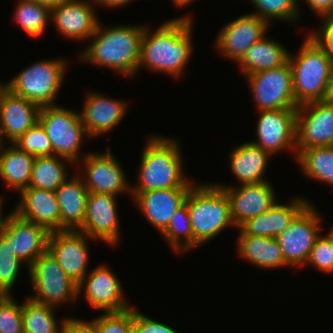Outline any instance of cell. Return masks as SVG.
I'll use <instances>...</instances> for the list:
<instances>
[{"label":"cell","mask_w":333,"mask_h":333,"mask_svg":"<svg viewBox=\"0 0 333 333\" xmlns=\"http://www.w3.org/2000/svg\"><path fill=\"white\" fill-rule=\"evenodd\" d=\"M227 194L230 214L236 229L246 220L265 213L276 201V193L269 181L256 184L218 185Z\"/></svg>","instance_id":"obj_18"},{"label":"cell","mask_w":333,"mask_h":333,"mask_svg":"<svg viewBox=\"0 0 333 333\" xmlns=\"http://www.w3.org/2000/svg\"><path fill=\"white\" fill-rule=\"evenodd\" d=\"M55 309L29 297L25 299L22 303L24 333H62L64 319L60 323L56 320Z\"/></svg>","instance_id":"obj_33"},{"label":"cell","mask_w":333,"mask_h":333,"mask_svg":"<svg viewBox=\"0 0 333 333\" xmlns=\"http://www.w3.org/2000/svg\"><path fill=\"white\" fill-rule=\"evenodd\" d=\"M295 161L308 178L333 185V146L303 149Z\"/></svg>","instance_id":"obj_32"},{"label":"cell","mask_w":333,"mask_h":333,"mask_svg":"<svg viewBox=\"0 0 333 333\" xmlns=\"http://www.w3.org/2000/svg\"><path fill=\"white\" fill-rule=\"evenodd\" d=\"M78 297L81 292L86 302L102 312H121L132 306L124 298L120 279L108 266L99 265L88 273L78 284Z\"/></svg>","instance_id":"obj_14"},{"label":"cell","mask_w":333,"mask_h":333,"mask_svg":"<svg viewBox=\"0 0 333 333\" xmlns=\"http://www.w3.org/2000/svg\"><path fill=\"white\" fill-rule=\"evenodd\" d=\"M289 54L285 46L265 35L254 43L236 63L244 76H247L286 64Z\"/></svg>","instance_id":"obj_28"},{"label":"cell","mask_w":333,"mask_h":333,"mask_svg":"<svg viewBox=\"0 0 333 333\" xmlns=\"http://www.w3.org/2000/svg\"><path fill=\"white\" fill-rule=\"evenodd\" d=\"M68 64L62 58L40 60L23 69L8 83L4 82V87L39 107L57 105L54 101L59 94Z\"/></svg>","instance_id":"obj_6"},{"label":"cell","mask_w":333,"mask_h":333,"mask_svg":"<svg viewBox=\"0 0 333 333\" xmlns=\"http://www.w3.org/2000/svg\"><path fill=\"white\" fill-rule=\"evenodd\" d=\"M331 98L333 99V64H332V73H331Z\"/></svg>","instance_id":"obj_50"},{"label":"cell","mask_w":333,"mask_h":333,"mask_svg":"<svg viewBox=\"0 0 333 333\" xmlns=\"http://www.w3.org/2000/svg\"><path fill=\"white\" fill-rule=\"evenodd\" d=\"M4 87V83H0V90Z\"/></svg>","instance_id":"obj_52"},{"label":"cell","mask_w":333,"mask_h":333,"mask_svg":"<svg viewBox=\"0 0 333 333\" xmlns=\"http://www.w3.org/2000/svg\"><path fill=\"white\" fill-rule=\"evenodd\" d=\"M39 4L48 7L50 10L68 0H34Z\"/></svg>","instance_id":"obj_47"},{"label":"cell","mask_w":333,"mask_h":333,"mask_svg":"<svg viewBox=\"0 0 333 333\" xmlns=\"http://www.w3.org/2000/svg\"><path fill=\"white\" fill-rule=\"evenodd\" d=\"M322 18L320 28L308 35L333 59V16Z\"/></svg>","instance_id":"obj_43"},{"label":"cell","mask_w":333,"mask_h":333,"mask_svg":"<svg viewBox=\"0 0 333 333\" xmlns=\"http://www.w3.org/2000/svg\"><path fill=\"white\" fill-rule=\"evenodd\" d=\"M161 235L177 254L193 249L191 218L186 204L174 212Z\"/></svg>","instance_id":"obj_34"},{"label":"cell","mask_w":333,"mask_h":333,"mask_svg":"<svg viewBox=\"0 0 333 333\" xmlns=\"http://www.w3.org/2000/svg\"><path fill=\"white\" fill-rule=\"evenodd\" d=\"M13 144L34 157L53 155L50 139L39 121L15 140Z\"/></svg>","instance_id":"obj_38"},{"label":"cell","mask_w":333,"mask_h":333,"mask_svg":"<svg viewBox=\"0 0 333 333\" xmlns=\"http://www.w3.org/2000/svg\"><path fill=\"white\" fill-rule=\"evenodd\" d=\"M126 101L110 99L103 94L88 93L85 96L81 121L90 138L102 135L114 129L127 113Z\"/></svg>","instance_id":"obj_24"},{"label":"cell","mask_w":333,"mask_h":333,"mask_svg":"<svg viewBox=\"0 0 333 333\" xmlns=\"http://www.w3.org/2000/svg\"><path fill=\"white\" fill-rule=\"evenodd\" d=\"M309 203L310 200L299 197L288 204H279L277 200L265 213L246 220L238 229L244 235L276 238Z\"/></svg>","instance_id":"obj_25"},{"label":"cell","mask_w":333,"mask_h":333,"mask_svg":"<svg viewBox=\"0 0 333 333\" xmlns=\"http://www.w3.org/2000/svg\"><path fill=\"white\" fill-rule=\"evenodd\" d=\"M329 233L332 235L333 237V226L331 227V230L329 231Z\"/></svg>","instance_id":"obj_51"},{"label":"cell","mask_w":333,"mask_h":333,"mask_svg":"<svg viewBox=\"0 0 333 333\" xmlns=\"http://www.w3.org/2000/svg\"><path fill=\"white\" fill-rule=\"evenodd\" d=\"M89 239L88 235L79 230L51 232L48 237L47 250L77 285L88 274Z\"/></svg>","instance_id":"obj_15"},{"label":"cell","mask_w":333,"mask_h":333,"mask_svg":"<svg viewBox=\"0 0 333 333\" xmlns=\"http://www.w3.org/2000/svg\"><path fill=\"white\" fill-rule=\"evenodd\" d=\"M24 263L13 252L8 239L0 234V295H11Z\"/></svg>","instance_id":"obj_37"},{"label":"cell","mask_w":333,"mask_h":333,"mask_svg":"<svg viewBox=\"0 0 333 333\" xmlns=\"http://www.w3.org/2000/svg\"><path fill=\"white\" fill-rule=\"evenodd\" d=\"M269 25L253 13L242 15L220 29L215 48L220 55L237 62L254 43L267 35Z\"/></svg>","instance_id":"obj_16"},{"label":"cell","mask_w":333,"mask_h":333,"mask_svg":"<svg viewBox=\"0 0 333 333\" xmlns=\"http://www.w3.org/2000/svg\"><path fill=\"white\" fill-rule=\"evenodd\" d=\"M238 255L249 263L265 269L288 267L276 238L244 235L237 237Z\"/></svg>","instance_id":"obj_29"},{"label":"cell","mask_w":333,"mask_h":333,"mask_svg":"<svg viewBox=\"0 0 333 333\" xmlns=\"http://www.w3.org/2000/svg\"><path fill=\"white\" fill-rule=\"evenodd\" d=\"M333 146V99L299 105L296 117V151Z\"/></svg>","instance_id":"obj_11"},{"label":"cell","mask_w":333,"mask_h":333,"mask_svg":"<svg viewBox=\"0 0 333 333\" xmlns=\"http://www.w3.org/2000/svg\"><path fill=\"white\" fill-rule=\"evenodd\" d=\"M3 196H0V234H2L4 228H5V225H6V221L9 217V214L8 215H4L2 214V207H3V204H4V201H3Z\"/></svg>","instance_id":"obj_48"},{"label":"cell","mask_w":333,"mask_h":333,"mask_svg":"<svg viewBox=\"0 0 333 333\" xmlns=\"http://www.w3.org/2000/svg\"><path fill=\"white\" fill-rule=\"evenodd\" d=\"M0 333H24L22 304L11 295H0Z\"/></svg>","instance_id":"obj_40"},{"label":"cell","mask_w":333,"mask_h":333,"mask_svg":"<svg viewBox=\"0 0 333 333\" xmlns=\"http://www.w3.org/2000/svg\"><path fill=\"white\" fill-rule=\"evenodd\" d=\"M316 209L313 203H309L276 237L288 267L305 266L316 239L321 235L322 218Z\"/></svg>","instance_id":"obj_9"},{"label":"cell","mask_w":333,"mask_h":333,"mask_svg":"<svg viewBox=\"0 0 333 333\" xmlns=\"http://www.w3.org/2000/svg\"><path fill=\"white\" fill-rule=\"evenodd\" d=\"M62 333H97L95 325L91 321L76 318H64Z\"/></svg>","instance_id":"obj_44"},{"label":"cell","mask_w":333,"mask_h":333,"mask_svg":"<svg viewBox=\"0 0 333 333\" xmlns=\"http://www.w3.org/2000/svg\"><path fill=\"white\" fill-rule=\"evenodd\" d=\"M258 111L297 109L289 61L279 67L245 76Z\"/></svg>","instance_id":"obj_10"},{"label":"cell","mask_w":333,"mask_h":333,"mask_svg":"<svg viewBox=\"0 0 333 333\" xmlns=\"http://www.w3.org/2000/svg\"><path fill=\"white\" fill-rule=\"evenodd\" d=\"M14 20L31 37H41L50 21V9L34 0H17Z\"/></svg>","instance_id":"obj_35"},{"label":"cell","mask_w":333,"mask_h":333,"mask_svg":"<svg viewBox=\"0 0 333 333\" xmlns=\"http://www.w3.org/2000/svg\"><path fill=\"white\" fill-rule=\"evenodd\" d=\"M191 218L193 248L214 239L229 227H236L227 194L215 183L194 185L185 200Z\"/></svg>","instance_id":"obj_5"},{"label":"cell","mask_w":333,"mask_h":333,"mask_svg":"<svg viewBox=\"0 0 333 333\" xmlns=\"http://www.w3.org/2000/svg\"><path fill=\"white\" fill-rule=\"evenodd\" d=\"M67 163L74 165L68 158L52 155L35 157L28 187L56 191L67 178Z\"/></svg>","instance_id":"obj_31"},{"label":"cell","mask_w":333,"mask_h":333,"mask_svg":"<svg viewBox=\"0 0 333 333\" xmlns=\"http://www.w3.org/2000/svg\"><path fill=\"white\" fill-rule=\"evenodd\" d=\"M40 107L3 87L0 90V143H13L37 121Z\"/></svg>","instance_id":"obj_22"},{"label":"cell","mask_w":333,"mask_h":333,"mask_svg":"<svg viewBox=\"0 0 333 333\" xmlns=\"http://www.w3.org/2000/svg\"><path fill=\"white\" fill-rule=\"evenodd\" d=\"M191 18L185 15L168 20L153 32L145 25L138 70L144 66L174 78L183 74L193 50L191 40L194 22Z\"/></svg>","instance_id":"obj_1"},{"label":"cell","mask_w":333,"mask_h":333,"mask_svg":"<svg viewBox=\"0 0 333 333\" xmlns=\"http://www.w3.org/2000/svg\"><path fill=\"white\" fill-rule=\"evenodd\" d=\"M77 173L55 191L60 209V231L79 230L86 216L89 191Z\"/></svg>","instance_id":"obj_26"},{"label":"cell","mask_w":333,"mask_h":333,"mask_svg":"<svg viewBox=\"0 0 333 333\" xmlns=\"http://www.w3.org/2000/svg\"><path fill=\"white\" fill-rule=\"evenodd\" d=\"M133 0H91L95 5L97 4L102 6H107V7H119V6H125L126 4L131 3Z\"/></svg>","instance_id":"obj_46"},{"label":"cell","mask_w":333,"mask_h":333,"mask_svg":"<svg viewBox=\"0 0 333 333\" xmlns=\"http://www.w3.org/2000/svg\"><path fill=\"white\" fill-rule=\"evenodd\" d=\"M256 8L252 12L268 24L273 20L299 22L298 0H249Z\"/></svg>","instance_id":"obj_36"},{"label":"cell","mask_w":333,"mask_h":333,"mask_svg":"<svg viewBox=\"0 0 333 333\" xmlns=\"http://www.w3.org/2000/svg\"><path fill=\"white\" fill-rule=\"evenodd\" d=\"M99 22L92 43L81 53L84 63H92L119 72L123 76H135L140 60L141 39L145 25H115L103 28Z\"/></svg>","instance_id":"obj_2"},{"label":"cell","mask_w":333,"mask_h":333,"mask_svg":"<svg viewBox=\"0 0 333 333\" xmlns=\"http://www.w3.org/2000/svg\"><path fill=\"white\" fill-rule=\"evenodd\" d=\"M117 196L108 193L89 192L86 216L79 231L93 239H100L108 245L120 240Z\"/></svg>","instance_id":"obj_17"},{"label":"cell","mask_w":333,"mask_h":333,"mask_svg":"<svg viewBox=\"0 0 333 333\" xmlns=\"http://www.w3.org/2000/svg\"><path fill=\"white\" fill-rule=\"evenodd\" d=\"M2 234L8 239L15 255L29 268L47 250L49 232L34 222L9 213Z\"/></svg>","instance_id":"obj_20"},{"label":"cell","mask_w":333,"mask_h":333,"mask_svg":"<svg viewBox=\"0 0 333 333\" xmlns=\"http://www.w3.org/2000/svg\"><path fill=\"white\" fill-rule=\"evenodd\" d=\"M257 123V140L249 141L275 155L284 150L296 151L297 109L262 110Z\"/></svg>","instance_id":"obj_12"},{"label":"cell","mask_w":333,"mask_h":333,"mask_svg":"<svg viewBox=\"0 0 333 333\" xmlns=\"http://www.w3.org/2000/svg\"><path fill=\"white\" fill-rule=\"evenodd\" d=\"M132 333H180L167 324L140 313L134 308Z\"/></svg>","instance_id":"obj_42"},{"label":"cell","mask_w":333,"mask_h":333,"mask_svg":"<svg viewBox=\"0 0 333 333\" xmlns=\"http://www.w3.org/2000/svg\"><path fill=\"white\" fill-rule=\"evenodd\" d=\"M91 0H68L50 10V21L57 32L70 40L88 41L95 33L99 18Z\"/></svg>","instance_id":"obj_19"},{"label":"cell","mask_w":333,"mask_h":333,"mask_svg":"<svg viewBox=\"0 0 333 333\" xmlns=\"http://www.w3.org/2000/svg\"><path fill=\"white\" fill-rule=\"evenodd\" d=\"M19 194L21 197L14 213L49 233L60 231V209L55 191L27 187Z\"/></svg>","instance_id":"obj_23"},{"label":"cell","mask_w":333,"mask_h":333,"mask_svg":"<svg viewBox=\"0 0 333 333\" xmlns=\"http://www.w3.org/2000/svg\"><path fill=\"white\" fill-rule=\"evenodd\" d=\"M324 273H333V237L330 233L320 235L310 251L306 265Z\"/></svg>","instance_id":"obj_41"},{"label":"cell","mask_w":333,"mask_h":333,"mask_svg":"<svg viewBox=\"0 0 333 333\" xmlns=\"http://www.w3.org/2000/svg\"><path fill=\"white\" fill-rule=\"evenodd\" d=\"M9 144L11 145L5 148L4 143H0V178L8 188L19 193L30 183L35 157L23 152L13 143Z\"/></svg>","instance_id":"obj_30"},{"label":"cell","mask_w":333,"mask_h":333,"mask_svg":"<svg viewBox=\"0 0 333 333\" xmlns=\"http://www.w3.org/2000/svg\"><path fill=\"white\" fill-rule=\"evenodd\" d=\"M319 17L333 16V0H305Z\"/></svg>","instance_id":"obj_45"},{"label":"cell","mask_w":333,"mask_h":333,"mask_svg":"<svg viewBox=\"0 0 333 333\" xmlns=\"http://www.w3.org/2000/svg\"><path fill=\"white\" fill-rule=\"evenodd\" d=\"M191 188H168L143 192H131L132 201L146 220L161 233L170 218L185 200Z\"/></svg>","instance_id":"obj_21"},{"label":"cell","mask_w":333,"mask_h":333,"mask_svg":"<svg viewBox=\"0 0 333 333\" xmlns=\"http://www.w3.org/2000/svg\"><path fill=\"white\" fill-rule=\"evenodd\" d=\"M134 306L121 312H108L99 315L91 322L97 333H132Z\"/></svg>","instance_id":"obj_39"},{"label":"cell","mask_w":333,"mask_h":333,"mask_svg":"<svg viewBox=\"0 0 333 333\" xmlns=\"http://www.w3.org/2000/svg\"><path fill=\"white\" fill-rule=\"evenodd\" d=\"M111 148L104 153L88 152L76 164L83 163L85 177L82 176L84 186L89 192L108 193L118 197L122 193L131 195V186L125 178L124 170Z\"/></svg>","instance_id":"obj_13"},{"label":"cell","mask_w":333,"mask_h":333,"mask_svg":"<svg viewBox=\"0 0 333 333\" xmlns=\"http://www.w3.org/2000/svg\"><path fill=\"white\" fill-rule=\"evenodd\" d=\"M76 111L58 105L44 106L40 107L38 116L50 139L53 155L68 158L74 164L85 156L79 152L84 137L90 138Z\"/></svg>","instance_id":"obj_7"},{"label":"cell","mask_w":333,"mask_h":333,"mask_svg":"<svg viewBox=\"0 0 333 333\" xmlns=\"http://www.w3.org/2000/svg\"><path fill=\"white\" fill-rule=\"evenodd\" d=\"M172 1L176 7H185V6H188L190 3H192L195 0H172Z\"/></svg>","instance_id":"obj_49"},{"label":"cell","mask_w":333,"mask_h":333,"mask_svg":"<svg viewBox=\"0 0 333 333\" xmlns=\"http://www.w3.org/2000/svg\"><path fill=\"white\" fill-rule=\"evenodd\" d=\"M270 156L271 154L262 148L245 142L231 151L230 169L241 185L266 182L268 180L264 179V173Z\"/></svg>","instance_id":"obj_27"},{"label":"cell","mask_w":333,"mask_h":333,"mask_svg":"<svg viewBox=\"0 0 333 333\" xmlns=\"http://www.w3.org/2000/svg\"><path fill=\"white\" fill-rule=\"evenodd\" d=\"M35 295L30 299L57 308L77 300L78 285L63 271L53 255L46 250L28 268Z\"/></svg>","instance_id":"obj_8"},{"label":"cell","mask_w":333,"mask_h":333,"mask_svg":"<svg viewBox=\"0 0 333 333\" xmlns=\"http://www.w3.org/2000/svg\"><path fill=\"white\" fill-rule=\"evenodd\" d=\"M297 56L289 54L293 73V93L296 104L331 99L333 59L309 35Z\"/></svg>","instance_id":"obj_4"},{"label":"cell","mask_w":333,"mask_h":333,"mask_svg":"<svg viewBox=\"0 0 333 333\" xmlns=\"http://www.w3.org/2000/svg\"><path fill=\"white\" fill-rule=\"evenodd\" d=\"M147 139L141 154L138 182L131 186V192L192 188L194 181L183 172V154L179 142L161 135Z\"/></svg>","instance_id":"obj_3"}]
</instances>
